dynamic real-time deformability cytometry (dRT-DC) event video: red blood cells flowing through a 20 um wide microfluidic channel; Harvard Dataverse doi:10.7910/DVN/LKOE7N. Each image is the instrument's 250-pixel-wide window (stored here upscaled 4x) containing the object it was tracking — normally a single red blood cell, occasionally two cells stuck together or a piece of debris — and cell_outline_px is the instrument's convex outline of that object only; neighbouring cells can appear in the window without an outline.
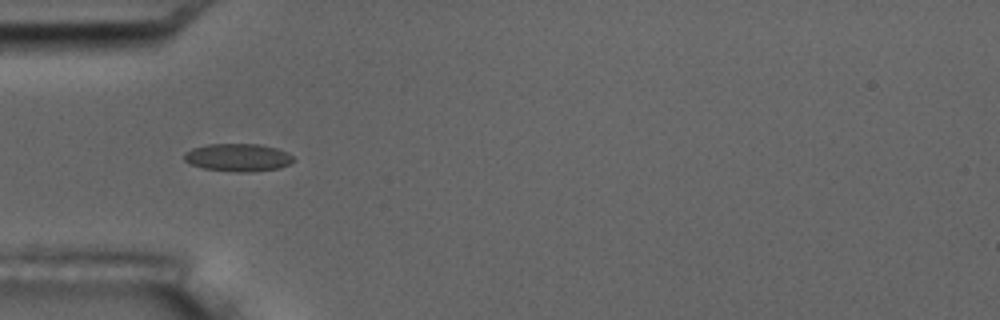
{"species": "common noctule bat (a hibernating species)", "species_latin": "Nyctalus noctula", "temperature_condition": "room temperature", "stored_images_in_passage": 3, "camera_frame_rate_fps": 3000, "um_per_image_px": 0.085, "animal": {"sex": "male", "body_mass_g": 17.5, "forearm_length_mm": 52.3}, "frame": {"image": 1, "passage_image": 2, "time_ms": 1.0, "image_size_px": [1000, 320], "cell_outline_px": [[296, 160], [280, 168], [252, 172], [236, 172], [204, 168], [192, 164], [184, 160], [184, 152], [192, 148], [208, 144], [260, 144], [276, 148], [292, 156]], "centroid_in_image_um": [20.22, 13.38], "position_along_channel_um": 64.8, "area_um2": 17.63}}